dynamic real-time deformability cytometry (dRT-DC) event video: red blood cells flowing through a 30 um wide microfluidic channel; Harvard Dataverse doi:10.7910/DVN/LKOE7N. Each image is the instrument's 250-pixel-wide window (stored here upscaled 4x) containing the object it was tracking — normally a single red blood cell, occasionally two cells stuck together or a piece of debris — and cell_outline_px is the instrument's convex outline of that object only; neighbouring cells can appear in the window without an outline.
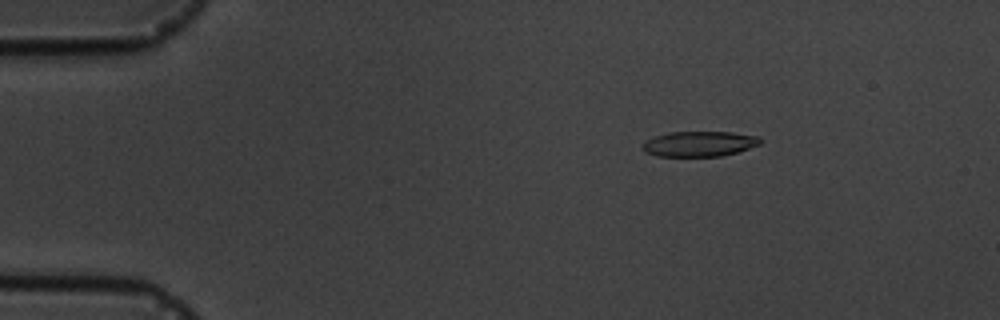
{"species": "common noctule bat (a hibernating species)", "species_latin": "Nyctalus noctula", "temperature_condition": "cold", "stored_images_in_passage": 4, "camera_frame_rate_fps": 3000, "um_per_image_px": 0.085, "animal": {"sex": "male", "body_mass_g": 19.5, "forearm_length_mm": 54.6}, "frame": {"image": 1, "passage_image": 1, "time_ms": 0.0, "image_size_px": [1000, 320], "cell_outline_px": [[764, 140], [760, 144], [736, 152], [720, 156], [656, 156], [644, 152], [640, 148], [648, 140], [656, 136], [668, 132], [732, 132], [760, 136]], "centroid_in_image_um": [59.46, 12.22], "position_along_channel_um": 25.5, "area_um2": 17.34}}
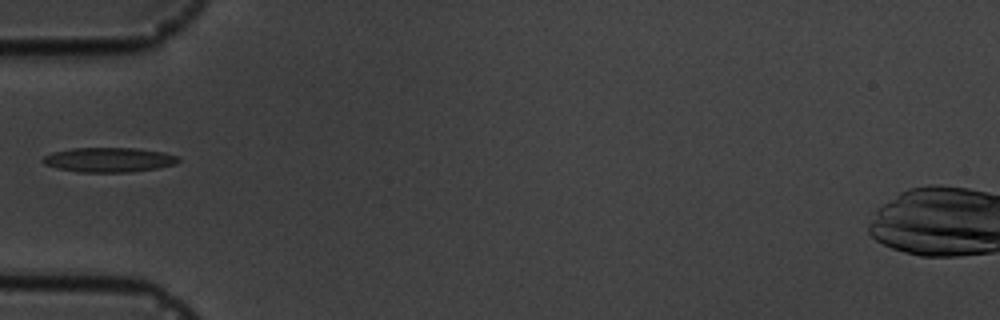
{"frame": {"image": 2, "passage_image": 4, "time_ms": 3.333, "image_size_px": [1000, 320], "cell_outline_px": [[180, 160], [176, 164], [156, 168], [128, 172], [80, 172], [60, 168], [44, 164], [40, 160], [44, 156], [52, 152], [72, 148], [136, 148], [164, 152], [180, 156]], "centroid_in_image_um": [9.28, 13.57], "position_along_channel_um": 75.7, "area_um2": 19.42}}